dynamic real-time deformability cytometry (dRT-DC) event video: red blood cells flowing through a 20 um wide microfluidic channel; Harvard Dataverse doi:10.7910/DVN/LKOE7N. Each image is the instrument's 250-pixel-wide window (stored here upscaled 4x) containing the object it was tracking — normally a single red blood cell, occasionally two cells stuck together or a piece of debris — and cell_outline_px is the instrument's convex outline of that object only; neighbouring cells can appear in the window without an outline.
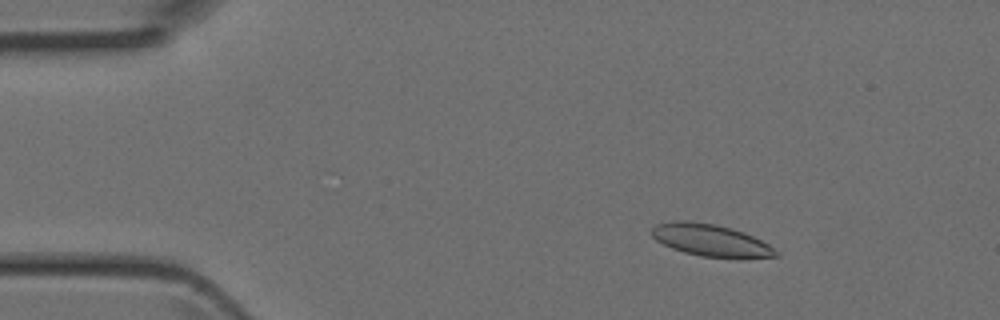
{"species": "Egyptian fruit bat (a non-hibernating species)", "species_latin": "Rousettus aegyptiacus", "temperature_condition": "room temperature", "stored_images_in_passage": 5, "camera_frame_rate_fps": 3000, "um_per_image_px": 0.085, "animal": {"sex": "female"}, "frame": {"image": 1, "passage_image": 3, "time_ms": 0.667, "image_size_px": [1000, 320], "cell_outline_px": [[780, 256], [700, 256], [684, 252], [672, 248], [656, 240], [652, 236], [652, 228], [656, 224], [676, 220], [692, 220], [716, 224], [732, 228], [744, 232], [768, 244], [780, 252]], "centroid_in_image_um": [60.35, 20.37], "position_along_channel_um": 24.6, "area_um2": 22.72}}
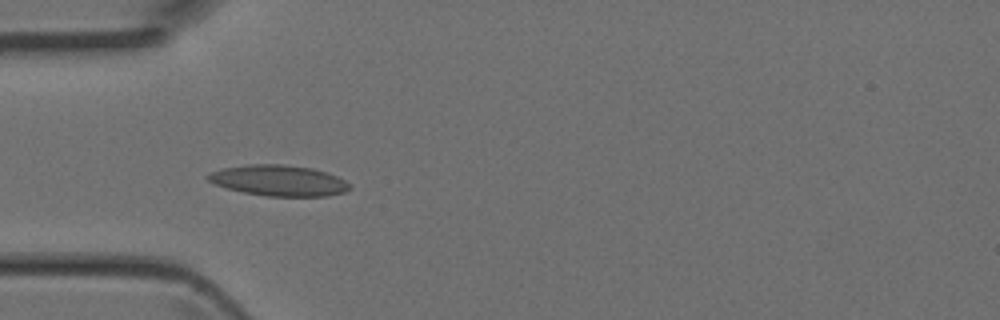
{"frame": {"image": 2, "passage_image": 5, "time_ms": 1.333, "image_size_px": [1000, 320], "cell_outline_px": [[352, 188], [344, 192], [328, 196], [268, 196], [244, 192], [228, 188], [216, 184], [208, 180], [204, 176], [212, 172], [224, 168], [248, 164], [284, 164], [312, 168], [336, 176], [352, 184]], "centroid_in_image_um": [23.73, 15.34], "position_along_channel_um": 61.3, "area_um2": 25.32}}